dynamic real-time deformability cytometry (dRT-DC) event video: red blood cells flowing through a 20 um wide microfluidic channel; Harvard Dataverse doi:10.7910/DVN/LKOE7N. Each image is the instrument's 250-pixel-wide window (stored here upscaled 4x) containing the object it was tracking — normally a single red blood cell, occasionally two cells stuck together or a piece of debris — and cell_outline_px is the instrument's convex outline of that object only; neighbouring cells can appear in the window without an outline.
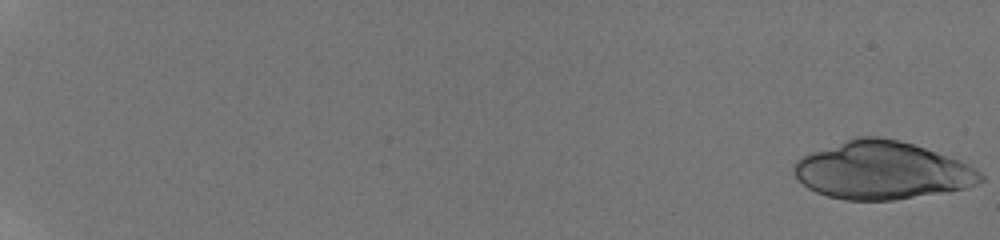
{"species": "human", "species_latin": "Homo sapiens", "temperature_condition": "room temperature", "stored_images_in_passage": 40, "camera_frame_rate_fps": 3000, "um_per_image_px": 0.085, "donor": {"sex": "male"}, "frame": {"image": 1, "passage_image": 1, "time_ms": 0.0, "image_size_px": [1000, 240], "cell_outline_px": [[984, 180], [976, 184], [964, 188], [948, 192], [896, 200], [844, 200], [828, 196], [816, 192], [808, 188], [792, 172], [792, 168], [796, 160], [800, 156], [844, 140], [856, 136], [880, 136], [900, 140], [960, 160], [976, 168], [984, 176]], "centroid_in_image_um": [74.96, 14.49], "position_along_channel_um": 10.0, "area_um2": 63.12}}
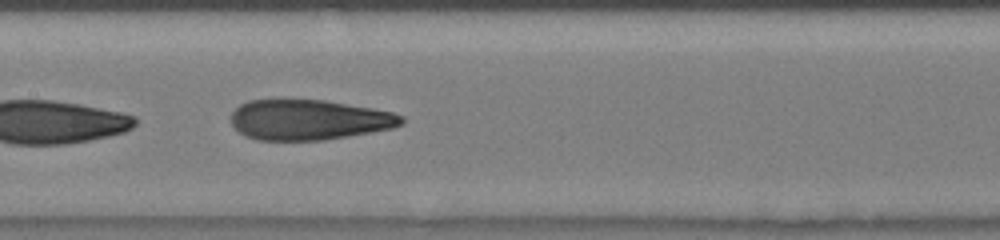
{"frame": {"image": 2, "passage_image": 33, "time_ms": 10.667, "image_size_px": [1000, 240], "cell_outline_px": [[404, 124], [392, 128], [372, 132], [324, 140], [256, 140], [240, 132], [232, 124], [232, 112], [240, 104], [248, 100], [280, 96], [324, 100], [372, 108], [392, 112], [404, 116]], "centroid_in_image_um": [26.23, 10.13], "position_along_channel_um": 181.2, "area_um2": 40.98}}